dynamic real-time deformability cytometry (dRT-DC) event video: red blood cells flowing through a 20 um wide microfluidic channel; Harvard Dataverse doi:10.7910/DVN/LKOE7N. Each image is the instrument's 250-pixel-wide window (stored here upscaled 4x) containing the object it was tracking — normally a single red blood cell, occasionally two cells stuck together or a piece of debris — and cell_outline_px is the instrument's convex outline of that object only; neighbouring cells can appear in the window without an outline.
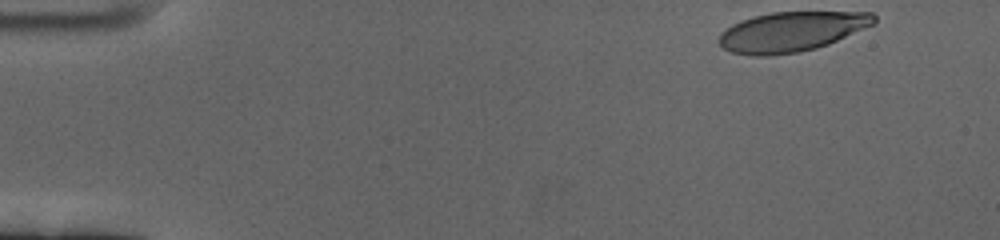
{"species": "human", "species_latin": "Homo sapiens", "temperature_condition": "cold", "stored_images_in_passage": 15, "camera_frame_rate_fps": 3000, "um_per_image_px": 0.085, "donor": {"sex": "female"}, "frame": {"image": 1, "passage_image": 1, "time_ms": 0.0, "image_size_px": [1000, 240], "cell_outline_px": [[876, 24], [828, 44], [816, 48], [800, 52], [768, 56], [752, 56], [732, 52], [724, 48], [720, 44], [720, 32], [732, 24], [740, 20], [752, 16], [772, 12], [872, 12], [876, 16]], "centroid_in_image_um": [67.29, 2.69], "position_along_channel_um": 17.7, "area_um2": 36.18}}